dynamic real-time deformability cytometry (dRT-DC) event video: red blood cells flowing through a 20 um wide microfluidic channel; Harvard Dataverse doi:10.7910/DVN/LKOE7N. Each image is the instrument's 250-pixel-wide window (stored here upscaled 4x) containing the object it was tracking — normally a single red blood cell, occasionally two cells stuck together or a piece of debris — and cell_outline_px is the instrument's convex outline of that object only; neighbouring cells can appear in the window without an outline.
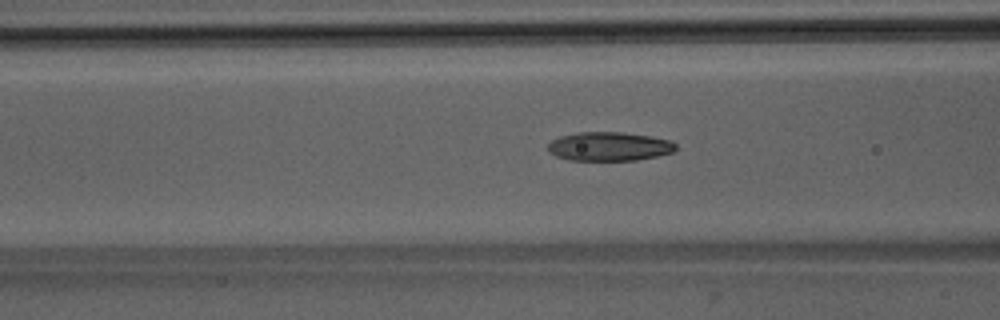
{"species": "Egyptian fruit bat (a non-hibernating species)", "species_latin": "Rousettus aegyptiacus", "temperature_condition": "room temperature", "stored_images_in_passage": 52, "camera_frame_rate_fps": 3000, "um_per_image_px": 0.085, "animal": {"sex": "male"}, "frame": {"image": 1, "passage_image": 21, "time_ms": 6.667, "image_size_px": [1000, 320], "cell_outline_px": [[676, 148], [672, 152], [656, 156], [636, 160], [568, 160], [556, 156], [548, 152], [548, 144], [552, 140], [560, 136], [576, 132], [620, 132], [652, 136], [668, 140], [676, 144]], "centroid_in_image_um": [51.75, 12.44], "position_along_channel_um": 114.9, "area_um2": 21.5}}
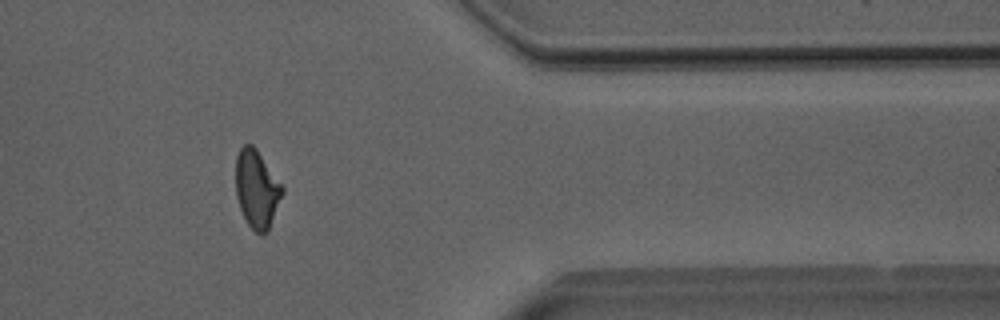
{"frame": {"image": 2, "passage_image": 43, "time_ms": 14.0, "image_size_px": [1000, 320], "cell_outline_px": [[284, 192], [268, 232], [260, 236], [248, 224], [240, 208], [236, 196], [236, 156], [240, 148], [244, 144], [252, 144], [256, 148], [284, 188]], "centroid_in_image_um": [21.83, 16.08], "position_along_channel_um": 389.6, "area_um2": 21.15}}
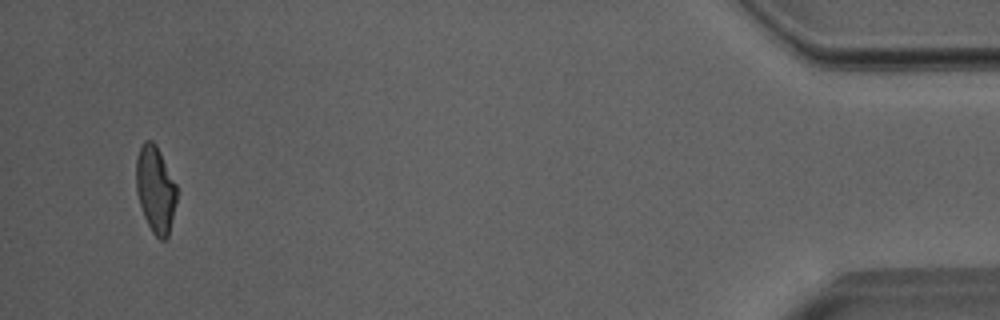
{"frame": {"image": 3, "passage_image": 50, "time_ms": 16.333, "image_size_px": [1000, 320], "cell_outline_px": [[176, 204], [168, 236], [164, 240], [160, 240], [152, 232], [144, 216], [136, 192], [136, 160], [140, 148], [144, 140], [152, 140], [156, 144], [176, 184]], "centroid_in_image_um": [13.21, 16.09], "position_along_channel_um": 422.0, "area_um2": 20.4}, "authors_computed_cell_mechanics": {"area_um2": 21.5883, "velocity_mm_per_s": 4.0044, "shape_relaxation_time_tau1_ms": 5.9264, "shape_relaxation_time_tau2_ms": 1.9242, "deformation_change_tau1": 0.1904, "deformation_change_tau2": 0.0802}}